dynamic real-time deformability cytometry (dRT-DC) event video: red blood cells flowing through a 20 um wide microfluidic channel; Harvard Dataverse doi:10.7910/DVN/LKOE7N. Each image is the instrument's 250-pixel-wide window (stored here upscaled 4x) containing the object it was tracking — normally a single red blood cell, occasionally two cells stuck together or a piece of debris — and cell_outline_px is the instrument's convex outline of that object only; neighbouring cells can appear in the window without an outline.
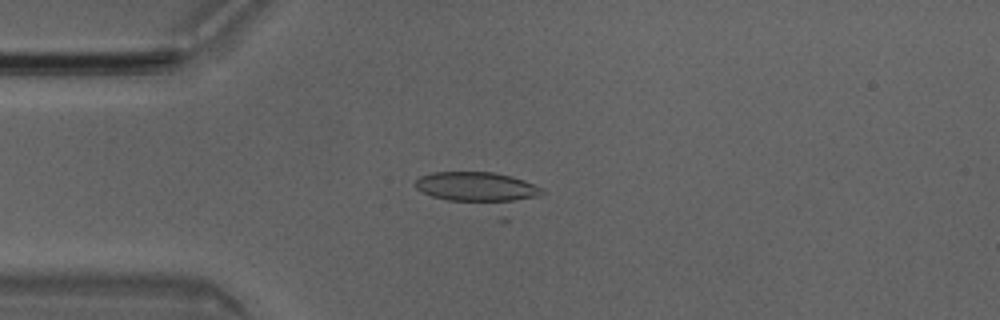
{"species": "Egyptian fruit bat (a non-hibernating species)", "species_latin": "Rousettus aegyptiacus", "temperature_condition": "room temperature", "stored_images_in_passage": 24, "camera_frame_rate_fps": 3000, "um_per_image_px": 0.085, "animal": {"sex": "male"}, "frame": {"image": 1, "passage_image": 12, "time_ms": 3.667, "image_size_px": [1000, 320], "cell_outline_px": [[548, 192], [508, 220], [500, 220], [420, 192], [416, 188], [416, 180], [420, 176], [432, 172], [492, 172], [512, 176], [524, 180], [544, 188]], "centroid_in_image_um": [40.97, 16.31], "position_along_channel_um": 44.0, "area_um2": 29.36}}